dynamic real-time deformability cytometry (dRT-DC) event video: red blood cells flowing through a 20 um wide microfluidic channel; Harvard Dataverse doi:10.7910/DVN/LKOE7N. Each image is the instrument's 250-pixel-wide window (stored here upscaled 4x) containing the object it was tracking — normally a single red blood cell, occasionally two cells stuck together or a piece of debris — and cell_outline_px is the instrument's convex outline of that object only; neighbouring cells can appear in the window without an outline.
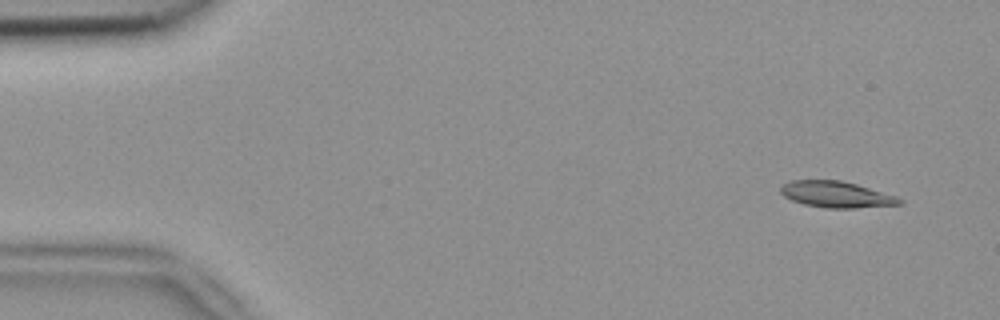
{"species": "common noctule bat (a hibernating species)", "species_latin": "Nyctalus noctula", "temperature_condition": "room temperature", "stored_images_in_passage": 5, "camera_frame_rate_fps": 3000, "um_per_image_px": 0.085, "animal": {"sex": "female", "body_mass_g": 18.4}, "frame": {"image": 1, "passage_image": 1, "time_ms": 0.0, "image_size_px": [1000, 320], "cell_outline_px": [[904, 200], [900, 204], [856, 208], [824, 208], [804, 204], [792, 200], [784, 196], [780, 192], [780, 184], [788, 180], [840, 180], [856, 184], [896, 196]], "centroid_in_image_um": [71.03, 16.52], "position_along_channel_um": 14.0, "area_um2": 18.21}}